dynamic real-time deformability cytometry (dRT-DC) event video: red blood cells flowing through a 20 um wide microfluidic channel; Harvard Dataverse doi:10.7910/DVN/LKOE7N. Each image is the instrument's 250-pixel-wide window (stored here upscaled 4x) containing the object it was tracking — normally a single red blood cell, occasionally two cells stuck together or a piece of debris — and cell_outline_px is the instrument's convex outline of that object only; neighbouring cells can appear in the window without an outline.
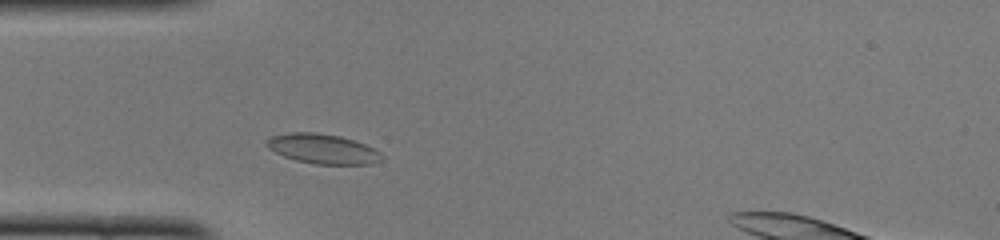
{"species": "common noctule bat (a hibernating species)", "species_latin": "Nyctalus noctula", "temperature_condition": "cold", "stored_images_in_passage": 29, "camera_frame_rate_fps": 3000, "um_per_image_px": 0.085, "animal": {"sex": "female", "body_mass_g": 22.0, "forearm_length_mm": 56.7}, "frame": {"image": 1, "passage_image": 5, "time_ms": 1.333, "image_size_px": [1000, 240], "cell_outline_px": [[384, 160], [368, 164], [316, 164], [296, 160], [284, 156], [268, 148], [264, 144], [264, 140], [272, 136], [292, 132], [316, 132], [340, 136], [364, 144], [380, 152], [384, 156]], "centroid_in_image_um": [27.42, 12.65], "position_along_channel_um": 57.6, "area_um2": 19.94}}
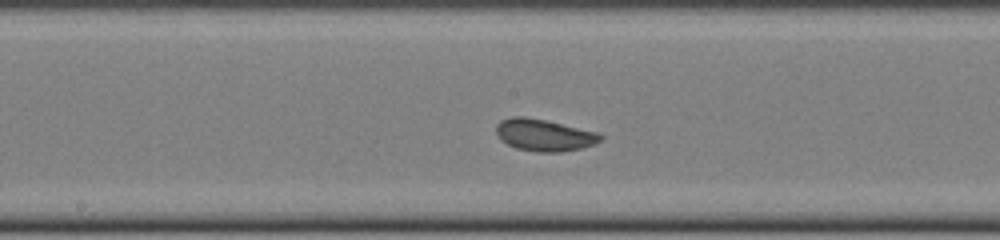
{"frame": {"image": 2, "passage_image": 16, "time_ms": 5.0, "image_size_px": [1000, 240], "cell_outline_px": [[604, 140], [580, 148], [560, 152], [540, 152], [516, 148], [500, 140], [496, 132], [496, 124], [500, 120], [512, 116], [524, 116], [544, 120], [600, 132], [604, 136]], "centroid_in_image_um": [46.26, 11.47], "position_along_channel_um": 201.9, "area_um2": 19.48}}
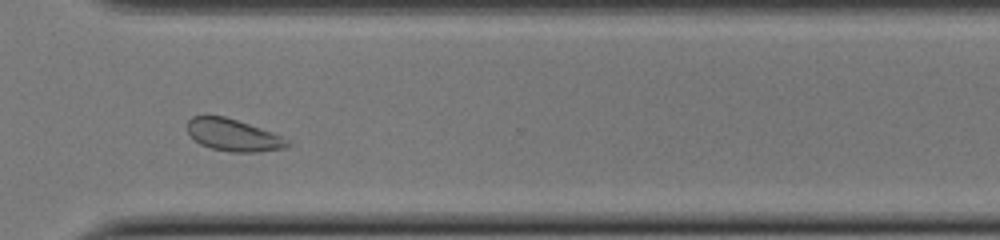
{"frame": {"image": 3, "passage_image": 27, "time_ms": 8.667, "image_size_px": [1000, 240], "cell_outline_px": [[292, 144], [288, 148], [260, 152], [232, 152], [212, 148], [200, 144], [188, 132], [188, 120], [192, 116], [204, 112], [224, 116], [272, 132], [292, 140]], "centroid_in_image_um": [19.85, 11.46], "position_along_channel_um": 350.7, "area_um2": 19.19}}